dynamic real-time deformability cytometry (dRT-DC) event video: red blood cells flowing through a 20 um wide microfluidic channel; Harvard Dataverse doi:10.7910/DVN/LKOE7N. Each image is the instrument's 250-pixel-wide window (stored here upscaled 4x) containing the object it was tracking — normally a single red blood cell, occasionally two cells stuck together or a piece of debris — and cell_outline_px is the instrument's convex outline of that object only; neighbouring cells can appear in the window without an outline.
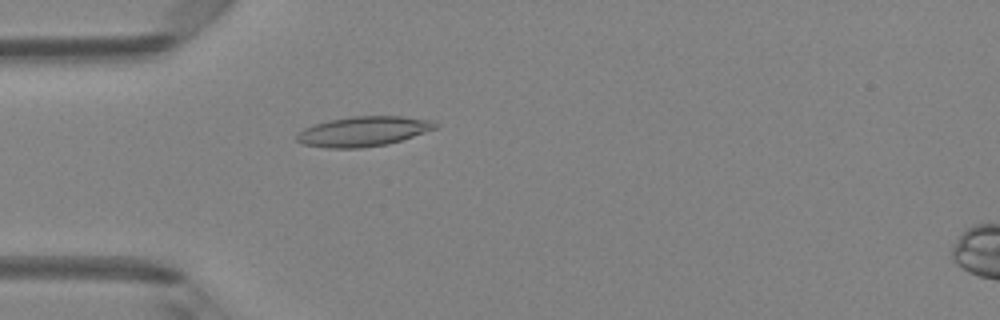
{"species": "Egyptian fruit bat (a non-hibernating species)", "species_latin": "Rousettus aegyptiacus", "temperature_condition": "room temperature", "stored_images_in_passage": 48, "camera_frame_rate_fps": 3000, "um_per_image_px": 0.085, "animal": {"sex": "female"}, "frame": {"image": 1, "passage_image": 14, "time_ms": 4.333, "image_size_px": [1000, 320], "cell_outline_px": [[440, 128], [388, 144], [360, 148], [328, 148], [300, 144], [296, 140], [296, 136], [304, 128], [312, 124], [328, 120], [352, 116], [400, 116], [432, 120], [440, 124]], "centroid_in_image_um": [30.91, 11.16], "position_along_channel_um": 54.1, "area_um2": 24.45}}
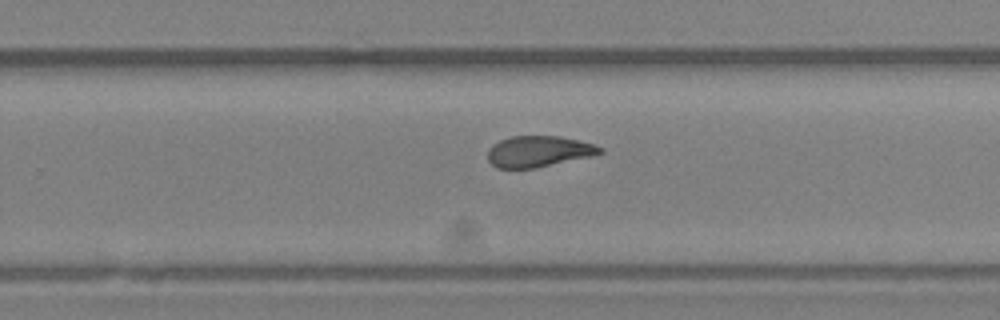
{"frame": {"image": 2, "passage_image": 31, "time_ms": 10.0, "image_size_px": [1000, 320], "cell_outline_px": [[604, 152], [592, 156], [536, 168], [496, 168], [488, 160], [488, 148], [492, 144], [500, 140], [512, 136], [560, 136], [592, 144], [604, 148]], "centroid_in_image_um": [45.77, 12.87], "position_along_channel_um": 284.0, "area_um2": 20.35}}
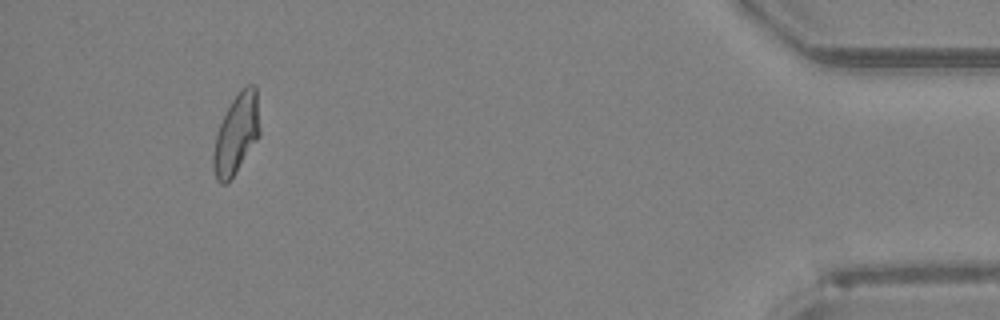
{"frame": {"image": 3, "passage_image": 45, "time_ms": 14.667, "image_size_px": [1000, 320], "cell_outline_px": [[260, 136], [228, 184], [220, 184], [216, 180], [212, 168], [212, 156], [216, 136], [220, 124], [232, 100], [240, 88], [248, 84], [256, 84], [260, 132]], "centroid_in_image_um": [20.09, 11.41], "position_along_channel_um": 415.1, "area_um2": 21.85}, "authors_computed_cell_mechanics": {"area_um2": 21.7328, "velocity_mm_per_s": 4.1962, "shape_relaxation_time_tau1_ms": 7.9609, "shape_relaxation_time_tau2_ms": 1.8664, "deformation_change_tau1": 0.2178, "deformation_change_tau2": 0.0807}}